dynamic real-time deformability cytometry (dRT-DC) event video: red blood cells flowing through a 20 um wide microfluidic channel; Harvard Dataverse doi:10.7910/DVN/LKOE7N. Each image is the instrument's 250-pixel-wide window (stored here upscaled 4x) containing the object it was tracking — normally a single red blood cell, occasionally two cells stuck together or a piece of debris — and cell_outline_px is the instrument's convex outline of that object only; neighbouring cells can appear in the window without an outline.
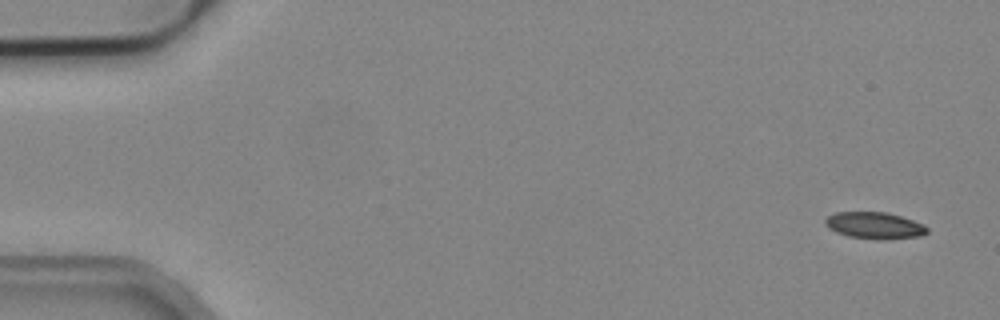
{"species": "common noctule bat (a hibernating species)", "species_latin": "Nyctalus noctula", "temperature_condition": "cold", "stored_images_in_passage": 5, "camera_frame_rate_fps": 3000, "um_per_image_px": 0.085, "animal": {"sex": "male", "body_mass_g": 19.2, "forearm_length_mm": 51.8}, "frame": {"image": 1, "passage_image": 1, "time_ms": 0.0, "image_size_px": [1000, 320], "cell_outline_px": [[928, 232], [920, 236], [848, 236], [836, 232], [828, 228], [824, 224], [824, 220], [828, 216], [836, 212], [884, 212], [900, 216], [912, 220], [928, 228]], "centroid_in_image_um": [74.24, 19.1], "position_along_channel_um": 10.8, "area_um2": 14.68}}
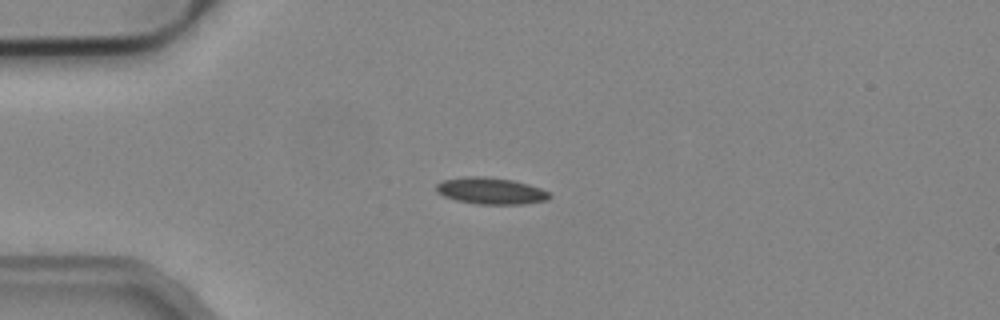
{"frame": {"image": 2, "passage_image": 3, "time_ms": 0.667, "image_size_px": [1000, 320], "cell_outline_px": [[552, 196], [548, 200], [520, 204], [480, 204], [456, 200], [444, 196], [436, 192], [436, 184], [444, 180], [468, 176], [484, 176], [512, 180], [528, 184], [540, 188], [548, 192]], "centroid_in_image_um": [41.72, 16.22], "position_along_channel_um": 43.3, "area_um2": 17.46}}